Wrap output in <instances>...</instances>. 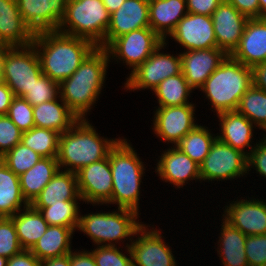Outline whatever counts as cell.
<instances>
[{
	"label": "cell",
	"instance_id": "cell-1",
	"mask_svg": "<svg viewBox=\"0 0 266 266\" xmlns=\"http://www.w3.org/2000/svg\"><path fill=\"white\" fill-rule=\"evenodd\" d=\"M32 45L43 49L37 50L43 75L59 84L70 77L96 47L87 39L57 30L35 34Z\"/></svg>",
	"mask_w": 266,
	"mask_h": 266
},
{
	"label": "cell",
	"instance_id": "cell-2",
	"mask_svg": "<svg viewBox=\"0 0 266 266\" xmlns=\"http://www.w3.org/2000/svg\"><path fill=\"white\" fill-rule=\"evenodd\" d=\"M110 56L105 48L95 47L78 69L59 84L61 100L79 119H84L100 94Z\"/></svg>",
	"mask_w": 266,
	"mask_h": 266
},
{
	"label": "cell",
	"instance_id": "cell-3",
	"mask_svg": "<svg viewBox=\"0 0 266 266\" xmlns=\"http://www.w3.org/2000/svg\"><path fill=\"white\" fill-rule=\"evenodd\" d=\"M86 119H79L69 130L60 134L57 161L70 172H78L82 167L106 158L118 139L99 138Z\"/></svg>",
	"mask_w": 266,
	"mask_h": 266
},
{
	"label": "cell",
	"instance_id": "cell-4",
	"mask_svg": "<svg viewBox=\"0 0 266 266\" xmlns=\"http://www.w3.org/2000/svg\"><path fill=\"white\" fill-rule=\"evenodd\" d=\"M251 86V68L228 55L200 89L219 114L237 110L241 97Z\"/></svg>",
	"mask_w": 266,
	"mask_h": 266
},
{
	"label": "cell",
	"instance_id": "cell-5",
	"mask_svg": "<svg viewBox=\"0 0 266 266\" xmlns=\"http://www.w3.org/2000/svg\"><path fill=\"white\" fill-rule=\"evenodd\" d=\"M112 173V196L108 203H118L138 213L139 188L143 175V164L137 153L125 140L119 139L109 151Z\"/></svg>",
	"mask_w": 266,
	"mask_h": 266
},
{
	"label": "cell",
	"instance_id": "cell-6",
	"mask_svg": "<svg viewBox=\"0 0 266 266\" xmlns=\"http://www.w3.org/2000/svg\"><path fill=\"white\" fill-rule=\"evenodd\" d=\"M109 23L110 14L102 0H68L57 31L87 39L96 47L105 48Z\"/></svg>",
	"mask_w": 266,
	"mask_h": 266
},
{
	"label": "cell",
	"instance_id": "cell-7",
	"mask_svg": "<svg viewBox=\"0 0 266 266\" xmlns=\"http://www.w3.org/2000/svg\"><path fill=\"white\" fill-rule=\"evenodd\" d=\"M118 213H96L80 216L79 230L91 237L96 244L115 246L111 241H118L123 238L140 234L142 224L137 223L136 211L118 208Z\"/></svg>",
	"mask_w": 266,
	"mask_h": 266
},
{
	"label": "cell",
	"instance_id": "cell-8",
	"mask_svg": "<svg viewBox=\"0 0 266 266\" xmlns=\"http://www.w3.org/2000/svg\"><path fill=\"white\" fill-rule=\"evenodd\" d=\"M42 75L37 49L32 44L7 49L4 59V82L14 96L23 97Z\"/></svg>",
	"mask_w": 266,
	"mask_h": 266
},
{
	"label": "cell",
	"instance_id": "cell-9",
	"mask_svg": "<svg viewBox=\"0 0 266 266\" xmlns=\"http://www.w3.org/2000/svg\"><path fill=\"white\" fill-rule=\"evenodd\" d=\"M247 154L235 149L218 138L200 165L201 180L234 179L247 173Z\"/></svg>",
	"mask_w": 266,
	"mask_h": 266
},
{
	"label": "cell",
	"instance_id": "cell-10",
	"mask_svg": "<svg viewBox=\"0 0 266 266\" xmlns=\"http://www.w3.org/2000/svg\"><path fill=\"white\" fill-rule=\"evenodd\" d=\"M164 41L150 28H140L124 34L112 40L106 47V51L113 57H119L126 62L133 71L147 60L150 55Z\"/></svg>",
	"mask_w": 266,
	"mask_h": 266
},
{
	"label": "cell",
	"instance_id": "cell-11",
	"mask_svg": "<svg viewBox=\"0 0 266 266\" xmlns=\"http://www.w3.org/2000/svg\"><path fill=\"white\" fill-rule=\"evenodd\" d=\"M164 44L166 45L165 41L147 60L131 72L125 87L131 90L141 88L153 90L167 77L175 76L182 72L180 55L175 57L158 52Z\"/></svg>",
	"mask_w": 266,
	"mask_h": 266
},
{
	"label": "cell",
	"instance_id": "cell-12",
	"mask_svg": "<svg viewBox=\"0 0 266 266\" xmlns=\"http://www.w3.org/2000/svg\"><path fill=\"white\" fill-rule=\"evenodd\" d=\"M79 194L83 201L108 203L112 196V173L109 154L106 158L82 167L76 172Z\"/></svg>",
	"mask_w": 266,
	"mask_h": 266
},
{
	"label": "cell",
	"instance_id": "cell-13",
	"mask_svg": "<svg viewBox=\"0 0 266 266\" xmlns=\"http://www.w3.org/2000/svg\"><path fill=\"white\" fill-rule=\"evenodd\" d=\"M188 51L217 48L211 16L187 13L170 34Z\"/></svg>",
	"mask_w": 266,
	"mask_h": 266
},
{
	"label": "cell",
	"instance_id": "cell-14",
	"mask_svg": "<svg viewBox=\"0 0 266 266\" xmlns=\"http://www.w3.org/2000/svg\"><path fill=\"white\" fill-rule=\"evenodd\" d=\"M24 22L34 34L58 30L68 0H16Z\"/></svg>",
	"mask_w": 266,
	"mask_h": 266
},
{
	"label": "cell",
	"instance_id": "cell-15",
	"mask_svg": "<svg viewBox=\"0 0 266 266\" xmlns=\"http://www.w3.org/2000/svg\"><path fill=\"white\" fill-rule=\"evenodd\" d=\"M194 105L159 107L155 113L154 131L162 140L177 145L197 125L194 123Z\"/></svg>",
	"mask_w": 266,
	"mask_h": 266
},
{
	"label": "cell",
	"instance_id": "cell-16",
	"mask_svg": "<svg viewBox=\"0 0 266 266\" xmlns=\"http://www.w3.org/2000/svg\"><path fill=\"white\" fill-rule=\"evenodd\" d=\"M211 17L217 48L224 50L230 55L239 45L249 18L225 0L212 13Z\"/></svg>",
	"mask_w": 266,
	"mask_h": 266
},
{
	"label": "cell",
	"instance_id": "cell-17",
	"mask_svg": "<svg viewBox=\"0 0 266 266\" xmlns=\"http://www.w3.org/2000/svg\"><path fill=\"white\" fill-rule=\"evenodd\" d=\"M143 224L140 237L129 245L133 266H176L172 251L157 230L146 232Z\"/></svg>",
	"mask_w": 266,
	"mask_h": 266
},
{
	"label": "cell",
	"instance_id": "cell-18",
	"mask_svg": "<svg viewBox=\"0 0 266 266\" xmlns=\"http://www.w3.org/2000/svg\"><path fill=\"white\" fill-rule=\"evenodd\" d=\"M182 74L194 88H201L228 54L219 48L186 51L180 54Z\"/></svg>",
	"mask_w": 266,
	"mask_h": 266
},
{
	"label": "cell",
	"instance_id": "cell-19",
	"mask_svg": "<svg viewBox=\"0 0 266 266\" xmlns=\"http://www.w3.org/2000/svg\"><path fill=\"white\" fill-rule=\"evenodd\" d=\"M230 56L250 68L266 62V18L247 21L239 45Z\"/></svg>",
	"mask_w": 266,
	"mask_h": 266
},
{
	"label": "cell",
	"instance_id": "cell-20",
	"mask_svg": "<svg viewBox=\"0 0 266 266\" xmlns=\"http://www.w3.org/2000/svg\"><path fill=\"white\" fill-rule=\"evenodd\" d=\"M145 27H150L149 4L140 0H125L110 15V23L105 36V47L117 37Z\"/></svg>",
	"mask_w": 266,
	"mask_h": 266
},
{
	"label": "cell",
	"instance_id": "cell-21",
	"mask_svg": "<svg viewBox=\"0 0 266 266\" xmlns=\"http://www.w3.org/2000/svg\"><path fill=\"white\" fill-rule=\"evenodd\" d=\"M226 218L233 227L246 236L266 234V203L259 200H241L227 206Z\"/></svg>",
	"mask_w": 266,
	"mask_h": 266
},
{
	"label": "cell",
	"instance_id": "cell-22",
	"mask_svg": "<svg viewBox=\"0 0 266 266\" xmlns=\"http://www.w3.org/2000/svg\"><path fill=\"white\" fill-rule=\"evenodd\" d=\"M35 34L24 22L16 0H0V43L13 46L32 44Z\"/></svg>",
	"mask_w": 266,
	"mask_h": 266
},
{
	"label": "cell",
	"instance_id": "cell-23",
	"mask_svg": "<svg viewBox=\"0 0 266 266\" xmlns=\"http://www.w3.org/2000/svg\"><path fill=\"white\" fill-rule=\"evenodd\" d=\"M161 156L157 172L165 182L168 181L180 188L190 178L201 180L200 165L176 146L168 149Z\"/></svg>",
	"mask_w": 266,
	"mask_h": 266
},
{
	"label": "cell",
	"instance_id": "cell-24",
	"mask_svg": "<svg viewBox=\"0 0 266 266\" xmlns=\"http://www.w3.org/2000/svg\"><path fill=\"white\" fill-rule=\"evenodd\" d=\"M185 8L186 0H153L149 3L150 28L165 41L167 33L170 35L188 13Z\"/></svg>",
	"mask_w": 266,
	"mask_h": 266
},
{
	"label": "cell",
	"instance_id": "cell-25",
	"mask_svg": "<svg viewBox=\"0 0 266 266\" xmlns=\"http://www.w3.org/2000/svg\"><path fill=\"white\" fill-rule=\"evenodd\" d=\"M82 199L76 173L60 169L30 204L32 207H48L61 201Z\"/></svg>",
	"mask_w": 266,
	"mask_h": 266
},
{
	"label": "cell",
	"instance_id": "cell-26",
	"mask_svg": "<svg viewBox=\"0 0 266 266\" xmlns=\"http://www.w3.org/2000/svg\"><path fill=\"white\" fill-rule=\"evenodd\" d=\"M61 102L62 105L55 99L33 106L35 127L55 130L60 134L69 130L79 118Z\"/></svg>",
	"mask_w": 266,
	"mask_h": 266
},
{
	"label": "cell",
	"instance_id": "cell-27",
	"mask_svg": "<svg viewBox=\"0 0 266 266\" xmlns=\"http://www.w3.org/2000/svg\"><path fill=\"white\" fill-rule=\"evenodd\" d=\"M59 170L57 158L42 157L32 168L19 176L23 198L31 204Z\"/></svg>",
	"mask_w": 266,
	"mask_h": 266
},
{
	"label": "cell",
	"instance_id": "cell-28",
	"mask_svg": "<svg viewBox=\"0 0 266 266\" xmlns=\"http://www.w3.org/2000/svg\"><path fill=\"white\" fill-rule=\"evenodd\" d=\"M222 135L216 136L220 141L244 152L249 147L252 137L253 123L237 110L218 114Z\"/></svg>",
	"mask_w": 266,
	"mask_h": 266
},
{
	"label": "cell",
	"instance_id": "cell-29",
	"mask_svg": "<svg viewBox=\"0 0 266 266\" xmlns=\"http://www.w3.org/2000/svg\"><path fill=\"white\" fill-rule=\"evenodd\" d=\"M24 209V213H16L10 218L13 220L20 246L23 250H31L49 225L39 210L30 204Z\"/></svg>",
	"mask_w": 266,
	"mask_h": 266
},
{
	"label": "cell",
	"instance_id": "cell-30",
	"mask_svg": "<svg viewBox=\"0 0 266 266\" xmlns=\"http://www.w3.org/2000/svg\"><path fill=\"white\" fill-rule=\"evenodd\" d=\"M74 230L64 226H48L44 235L30 250L40 261L71 252L70 238Z\"/></svg>",
	"mask_w": 266,
	"mask_h": 266
},
{
	"label": "cell",
	"instance_id": "cell-31",
	"mask_svg": "<svg viewBox=\"0 0 266 266\" xmlns=\"http://www.w3.org/2000/svg\"><path fill=\"white\" fill-rule=\"evenodd\" d=\"M29 204L23 198L19 176L2 162L0 164V217H11Z\"/></svg>",
	"mask_w": 266,
	"mask_h": 266
},
{
	"label": "cell",
	"instance_id": "cell-32",
	"mask_svg": "<svg viewBox=\"0 0 266 266\" xmlns=\"http://www.w3.org/2000/svg\"><path fill=\"white\" fill-rule=\"evenodd\" d=\"M221 251H218L224 266H249L245 244L247 236L224 219L221 228Z\"/></svg>",
	"mask_w": 266,
	"mask_h": 266
},
{
	"label": "cell",
	"instance_id": "cell-33",
	"mask_svg": "<svg viewBox=\"0 0 266 266\" xmlns=\"http://www.w3.org/2000/svg\"><path fill=\"white\" fill-rule=\"evenodd\" d=\"M192 89L181 72L167 77L153 91L158 97L159 107H171L189 104L187 97Z\"/></svg>",
	"mask_w": 266,
	"mask_h": 266
},
{
	"label": "cell",
	"instance_id": "cell-34",
	"mask_svg": "<svg viewBox=\"0 0 266 266\" xmlns=\"http://www.w3.org/2000/svg\"><path fill=\"white\" fill-rule=\"evenodd\" d=\"M208 131L206 128L197 125L181 139L176 147L184 154H187L198 165H201L217 138H213Z\"/></svg>",
	"mask_w": 266,
	"mask_h": 266
},
{
	"label": "cell",
	"instance_id": "cell-35",
	"mask_svg": "<svg viewBox=\"0 0 266 266\" xmlns=\"http://www.w3.org/2000/svg\"><path fill=\"white\" fill-rule=\"evenodd\" d=\"M60 133L46 128L33 127L22 133L21 143L41 157L57 158Z\"/></svg>",
	"mask_w": 266,
	"mask_h": 266
},
{
	"label": "cell",
	"instance_id": "cell-36",
	"mask_svg": "<svg viewBox=\"0 0 266 266\" xmlns=\"http://www.w3.org/2000/svg\"><path fill=\"white\" fill-rule=\"evenodd\" d=\"M76 200L61 201L51 204L48 207H33L42 214L43 219L50 226H64L75 230L79 226L80 217L78 214Z\"/></svg>",
	"mask_w": 266,
	"mask_h": 266
},
{
	"label": "cell",
	"instance_id": "cell-37",
	"mask_svg": "<svg viewBox=\"0 0 266 266\" xmlns=\"http://www.w3.org/2000/svg\"><path fill=\"white\" fill-rule=\"evenodd\" d=\"M237 111L266 130V91L253 85L241 97Z\"/></svg>",
	"mask_w": 266,
	"mask_h": 266
},
{
	"label": "cell",
	"instance_id": "cell-38",
	"mask_svg": "<svg viewBox=\"0 0 266 266\" xmlns=\"http://www.w3.org/2000/svg\"><path fill=\"white\" fill-rule=\"evenodd\" d=\"M2 158L4 164L16 175L20 176L32 168L42 157L20 142Z\"/></svg>",
	"mask_w": 266,
	"mask_h": 266
},
{
	"label": "cell",
	"instance_id": "cell-39",
	"mask_svg": "<svg viewBox=\"0 0 266 266\" xmlns=\"http://www.w3.org/2000/svg\"><path fill=\"white\" fill-rule=\"evenodd\" d=\"M59 83L51 80L48 76L42 75L23 98L32 106L57 99L59 90Z\"/></svg>",
	"mask_w": 266,
	"mask_h": 266
},
{
	"label": "cell",
	"instance_id": "cell-40",
	"mask_svg": "<svg viewBox=\"0 0 266 266\" xmlns=\"http://www.w3.org/2000/svg\"><path fill=\"white\" fill-rule=\"evenodd\" d=\"M7 116L22 132L35 127L33 106L23 97L15 96L13 98Z\"/></svg>",
	"mask_w": 266,
	"mask_h": 266
},
{
	"label": "cell",
	"instance_id": "cell-41",
	"mask_svg": "<svg viewBox=\"0 0 266 266\" xmlns=\"http://www.w3.org/2000/svg\"><path fill=\"white\" fill-rule=\"evenodd\" d=\"M22 250L13 220L10 217H0V255L8 259Z\"/></svg>",
	"mask_w": 266,
	"mask_h": 266
},
{
	"label": "cell",
	"instance_id": "cell-42",
	"mask_svg": "<svg viewBox=\"0 0 266 266\" xmlns=\"http://www.w3.org/2000/svg\"><path fill=\"white\" fill-rule=\"evenodd\" d=\"M127 247L131 258L126 257L125 254H122L115 246L102 245L91 253L97 266H133L131 251L128 244Z\"/></svg>",
	"mask_w": 266,
	"mask_h": 266
},
{
	"label": "cell",
	"instance_id": "cell-43",
	"mask_svg": "<svg viewBox=\"0 0 266 266\" xmlns=\"http://www.w3.org/2000/svg\"><path fill=\"white\" fill-rule=\"evenodd\" d=\"M22 131L7 115H0V156H4L21 142Z\"/></svg>",
	"mask_w": 266,
	"mask_h": 266
},
{
	"label": "cell",
	"instance_id": "cell-44",
	"mask_svg": "<svg viewBox=\"0 0 266 266\" xmlns=\"http://www.w3.org/2000/svg\"><path fill=\"white\" fill-rule=\"evenodd\" d=\"M245 253L249 266L266 265V234L247 236Z\"/></svg>",
	"mask_w": 266,
	"mask_h": 266
},
{
	"label": "cell",
	"instance_id": "cell-45",
	"mask_svg": "<svg viewBox=\"0 0 266 266\" xmlns=\"http://www.w3.org/2000/svg\"><path fill=\"white\" fill-rule=\"evenodd\" d=\"M262 143L256 144L257 146L251 147V152L247 153V169L250 165L255 166L257 172L266 177V137Z\"/></svg>",
	"mask_w": 266,
	"mask_h": 266
},
{
	"label": "cell",
	"instance_id": "cell-46",
	"mask_svg": "<svg viewBox=\"0 0 266 266\" xmlns=\"http://www.w3.org/2000/svg\"><path fill=\"white\" fill-rule=\"evenodd\" d=\"M223 0H186L188 13L212 16Z\"/></svg>",
	"mask_w": 266,
	"mask_h": 266
},
{
	"label": "cell",
	"instance_id": "cell-47",
	"mask_svg": "<svg viewBox=\"0 0 266 266\" xmlns=\"http://www.w3.org/2000/svg\"><path fill=\"white\" fill-rule=\"evenodd\" d=\"M232 4L240 13L250 18H260L259 0H225Z\"/></svg>",
	"mask_w": 266,
	"mask_h": 266
},
{
	"label": "cell",
	"instance_id": "cell-48",
	"mask_svg": "<svg viewBox=\"0 0 266 266\" xmlns=\"http://www.w3.org/2000/svg\"><path fill=\"white\" fill-rule=\"evenodd\" d=\"M40 262L30 250H22L20 253L8 258L6 266H40Z\"/></svg>",
	"mask_w": 266,
	"mask_h": 266
},
{
	"label": "cell",
	"instance_id": "cell-49",
	"mask_svg": "<svg viewBox=\"0 0 266 266\" xmlns=\"http://www.w3.org/2000/svg\"><path fill=\"white\" fill-rule=\"evenodd\" d=\"M252 70V85L266 91V62L255 65Z\"/></svg>",
	"mask_w": 266,
	"mask_h": 266
},
{
	"label": "cell",
	"instance_id": "cell-50",
	"mask_svg": "<svg viewBox=\"0 0 266 266\" xmlns=\"http://www.w3.org/2000/svg\"><path fill=\"white\" fill-rule=\"evenodd\" d=\"M70 266H97L91 252H70Z\"/></svg>",
	"mask_w": 266,
	"mask_h": 266
},
{
	"label": "cell",
	"instance_id": "cell-51",
	"mask_svg": "<svg viewBox=\"0 0 266 266\" xmlns=\"http://www.w3.org/2000/svg\"><path fill=\"white\" fill-rule=\"evenodd\" d=\"M14 93L5 82L0 83V115H7Z\"/></svg>",
	"mask_w": 266,
	"mask_h": 266
},
{
	"label": "cell",
	"instance_id": "cell-52",
	"mask_svg": "<svg viewBox=\"0 0 266 266\" xmlns=\"http://www.w3.org/2000/svg\"><path fill=\"white\" fill-rule=\"evenodd\" d=\"M40 266H70V253L63 256L44 259L40 262Z\"/></svg>",
	"mask_w": 266,
	"mask_h": 266
},
{
	"label": "cell",
	"instance_id": "cell-53",
	"mask_svg": "<svg viewBox=\"0 0 266 266\" xmlns=\"http://www.w3.org/2000/svg\"><path fill=\"white\" fill-rule=\"evenodd\" d=\"M10 46L0 43V83L4 82V59L7 49Z\"/></svg>",
	"mask_w": 266,
	"mask_h": 266
},
{
	"label": "cell",
	"instance_id": "cell-54",
	"mask_svg": "<svg viewBox=\"0 0 266 266\" xmlns=\"http://www.w3.org/2000/svg\"><path fill=\"white\" fill-rule=\"evenodd\" d=\"M102 1L105 7L107 8L109 14L111 15L123 4L125 0H102Z\"/></svg>",
	"mask_w": 266,
	"mask_h": 266
},
{
	"label": "cell",
	"instance_id": "cell-55",
	"mask_svg": "<svg viewBox=\"0 0 266 266\" xmlns=\"http://www.w3.org/2000/svg\"><path fill=\"white\" fill-rule=\"evenodd\" d=\"M260 18H266V0H259Z\"/></svg>",
	"mask_w": 266,
	"mask_h": 266
},
{
	"label": "cell",
	"instance_id": "cell-56",
	"mask_svg": "<svg viewBox=\"0 0 266 266\" xmlns=\"http://www.w3.org/2000/svg\"><path fill=\"white\" fill-rule=\"evenodd\" d=\"M7 258L0 255V266H6Z\"/></svg>",
	"mask_w": 266,
	"mask_h": 266
},
{
	"label": "cell",
	"instance_id": "cell-57",
	"mask_svg": "<svg viewBox=\"0 0 266 266\" xmlns=\"http://www.w3.org/2000/svg\"><path fill=\"white\" fill-rule=\"evenodd\" d=\"M140 1H143V2H145V3H150V2H152L153 0H140Z\"/></svg>",
	"mask_w": 266,
	"mask_h": 266
},
{
	"label": "cell",
	"instance_id": "cell-58",
	"mask_svg": "<svg viewBox=\"0 0 266 266\" xmlns=\"http://www.w3.org/2000/svg\"><path fill=\"white\" fill-rule=\"evenodd\" d=\"M3 162V158L0 156V164Z\"/></svg>",
	"mask_w": 266,
	"mask_h": 266
}]
</instances>
